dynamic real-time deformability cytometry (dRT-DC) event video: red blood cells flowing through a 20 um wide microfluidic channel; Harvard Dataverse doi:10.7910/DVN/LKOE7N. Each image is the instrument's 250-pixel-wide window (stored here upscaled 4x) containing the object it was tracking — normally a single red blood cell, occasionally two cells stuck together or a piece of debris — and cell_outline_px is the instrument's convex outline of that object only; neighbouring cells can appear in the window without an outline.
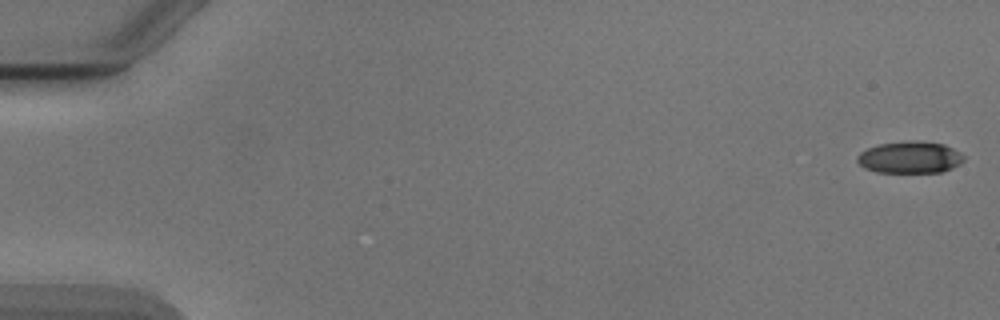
{"species": "Egyptian fruit bat (a non-hibernating species)", "species_latin": "Rousettus aegyptiacus", "temperature_condition": "cold", "stored_images_in_passage": 53, "camera_frame_rate_fps": 3000, "um_per_image_px": 0.085, "animal": {"sex": "male"}, "frame": {"image": 1, "passage_image": 1, "time_ms": 0.0, "image_size_px": [1000, 320], "cell_outline_px": [[964, 160], [960, 164], [952, 168], [940, 172], [876, 172], [864, 168], [856, 160], [856, 156], [860, 152], [868, 148], [880, 144], [944, 144], [960, 152], [964, 156]], "centroid_in_image_um": [77.33, 13.44], "position_along_channel_um": 7.7, "area_um2": 18.84}}
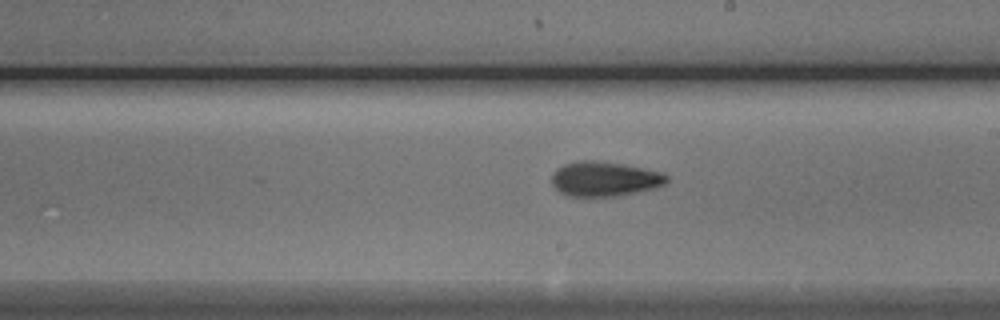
{"frame": {"image": 2, "passage_image": 31, "time_ms": 10.0, "image_size_px": [1000, 320], "cell_outline_px": [[668, 180], [664, 184], [652, 188], [636, 192], [616, 196], [568, 196], [560, 192], [552, 184], [552, 172], [556, 168], [564, 164], [576, 160], [596, 160], [624, 164], [660, 172], [668, 176]], "centroid_in_image_um": [51.33, 15.19], "position_along_channel_um": 237.7, "area_um2": 23.24}}
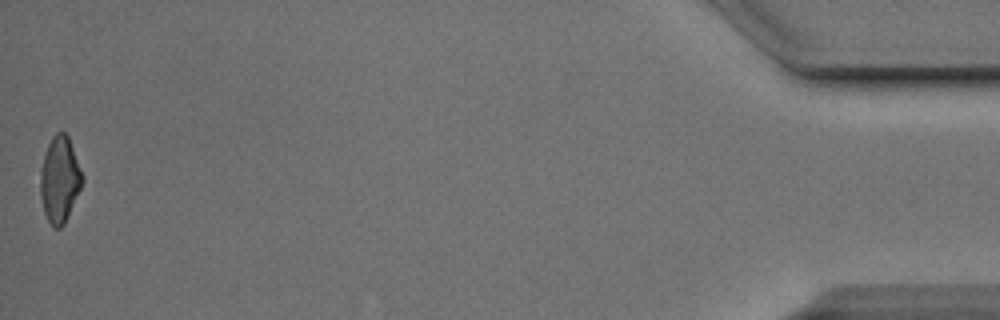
{"frame": {"image": 3, "passage_image": 53, "time_ms": 17.333, "image_size_px": [1000, 320], "cell_outline_px": [[84, 180], [64, 224], [60, 228], [56, 228], [48, 220], [44, 212], [40, 196], [40, 172], [44, 156], [48, 144], [52, 136], [56, 132], [64, 132], [68, 136], [84, 176]], "centroid_in_image_um": [5.07, 15.24], "position_along_channel_um": 430.1, "area_um2": 20.87}, "authors_computed_cell_mechanics": {"area_um2": 21.5016, "velocity_mm_per_s": 3.8954, "shape_relaxation_time_tau1_ms": 3.2044, "shape_relaxation_time_tau2_ms": 3.1404, "deformation_change_tau1": 0.1317, "deformation_change_tau2": 0.1022}}